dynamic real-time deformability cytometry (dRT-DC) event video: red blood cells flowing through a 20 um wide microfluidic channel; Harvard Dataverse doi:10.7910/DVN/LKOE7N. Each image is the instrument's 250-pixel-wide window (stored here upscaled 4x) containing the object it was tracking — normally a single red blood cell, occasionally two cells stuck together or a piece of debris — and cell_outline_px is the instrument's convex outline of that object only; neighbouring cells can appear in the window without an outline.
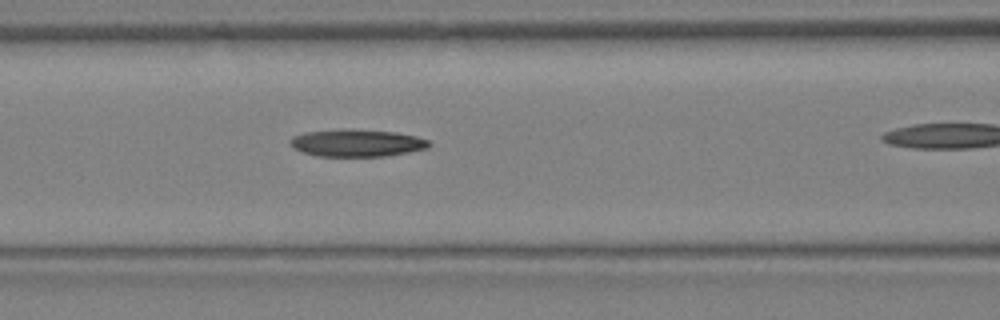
{"species": "Egyptian fruit bat (a non-hibernating species)", "species_latin": "Rousettus aegyptiacus", "temperature_condition": "warm", "stored_images_in_passage": 12, "camera_frame_rate_fps": 3000, "um_per_image_px": 0.085, "animal": {"sex": "female"}, "frame": {"image": 1, "passage_image": 4, "time_ms": 1.0, "image_size_px": [1000, 320], "cell_outline_px": [[432, 144], [428, 148], [408, 152], [384, 156], [316, 156], [292, 148], [288, 140], [292, 136], [304, 132], [344, 128], [396, 132], [416, 136], [428, 140]], "centroid_in_image_um": [30.3, 12.14], "position_along_channel_um": 136.3, "area_um2": 22.31}}
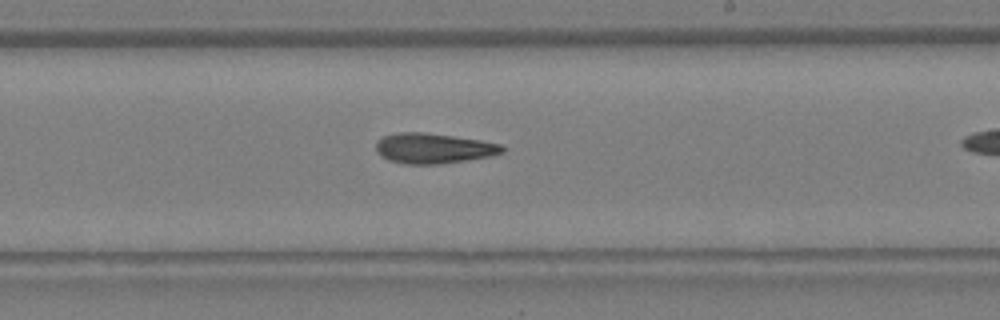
{"frame": {"image": 2, "passage_image": 9, "time_ms": 2.667, "image_size_px": [1000, 320], "cell_outline_px": [[504, 152], [488, 156], [464, 160], [436, 164], [404, 164], [388, 160], [380, 156], [376, 152], [376, 140], [384, 136], [400, 132], [424, 132], [480, 140], [500, 144], [504, 148]], "centroid_in_image_um": [36.78, 12.6], "position_along_channel_um": 252.2, "area_um2": 22.08}}